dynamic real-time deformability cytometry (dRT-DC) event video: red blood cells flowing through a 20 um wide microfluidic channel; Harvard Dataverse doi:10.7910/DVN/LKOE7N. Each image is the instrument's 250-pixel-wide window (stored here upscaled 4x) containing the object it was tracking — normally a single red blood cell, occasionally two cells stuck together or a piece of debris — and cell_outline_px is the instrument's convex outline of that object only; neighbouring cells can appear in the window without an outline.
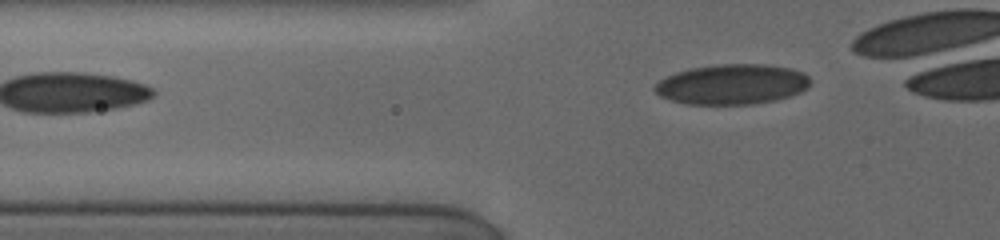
{"species": "human", "species_latin": "Homo sapiens", "temperature_condition": "cold", "stored_images_in_passage": 8, "camera_frame_rate_fps": 3000, "um_per_image_px": 0.085, "donor": {"sex": "female"}, "frame": {"image": 1, "passage_image": 8, "time_ms": 5.333, "image_size_px": [1000, 240], "cell_outline_px": [[812, 84], [808, 88], [800, 92], [776, 100], [752, 104], [688, 104], [672, 100], [660, 96], [652, 88], [664, 76], [688, 68], [716, 64], [764, 64], [788, 68], [804, 72], [808, 76]], "centroid_in_image_um": [62.22, 7.16], "position_along_channel_um": 63.6, "area_um2": 36.59}}